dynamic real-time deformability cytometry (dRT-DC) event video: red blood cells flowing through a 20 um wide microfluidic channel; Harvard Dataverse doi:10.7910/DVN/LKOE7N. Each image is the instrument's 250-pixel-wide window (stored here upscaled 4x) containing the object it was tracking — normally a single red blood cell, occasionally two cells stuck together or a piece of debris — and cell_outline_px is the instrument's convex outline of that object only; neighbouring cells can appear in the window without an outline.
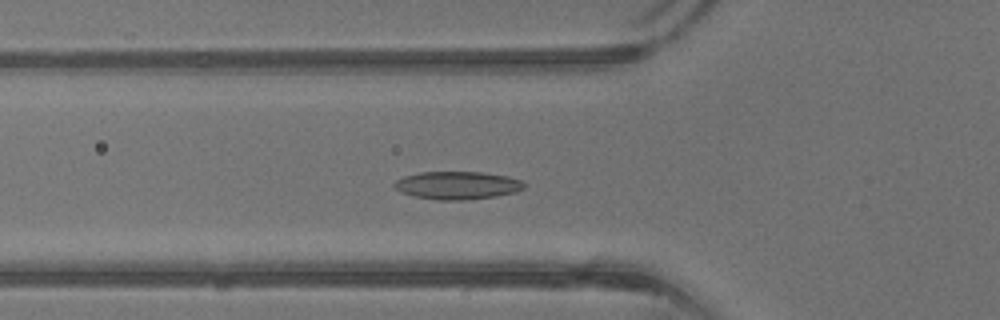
{"species": "common noctule bat (a hibernating species)", "species_latin": "Nyctalus noctula", "temperature_condition": "warm", "stored_images_in_passage": 43, "segment_of_instrument_passage": [1, 2], "camera_frame_rate_fps": 3000, "um_per_image_px": 0.085, "animal": {"sex": "male", "body_mass_g": 13.3}, "frame": {"image": 1, "passage_image": 15, "time_ms": 4.667, "image_size_px": [1000, 320], "cell_outline_px": [[524, 188], [516, 192], [496, 196], [464, 200], [436, 200], [412, 196], [400, 192], [392, 184], [396, 180], [404, 176], [420, 172], [484, 172], [508, 176], [520, 180], [524, 184]], "centroid_in_image_um": [38.85, 15.75], "position_along_channel_um": 86.9, "area_um2": 21.21}}
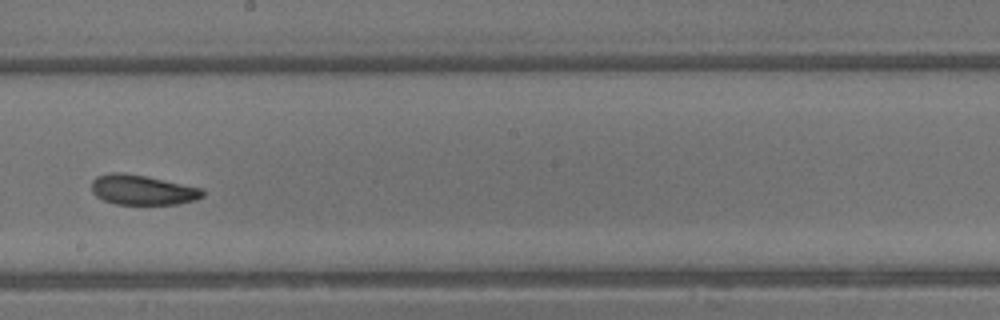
{"frame": {"image": 2, "passage_image": 24, "time_ms": 7.667, "image_size_px": [1000, 320], "cell_outline_px": [[204, 196], [196, 200], [176, 204], [116, 204], [104, 200], [96, 196], [92, 192], [92, 180], [96, 176], [108, 172], [124, 172], [204, 188]], "centroid_in_image_um": [12.11, 16.13], "position_along_channel_um": 236.1, "area_um2": 19.48}}
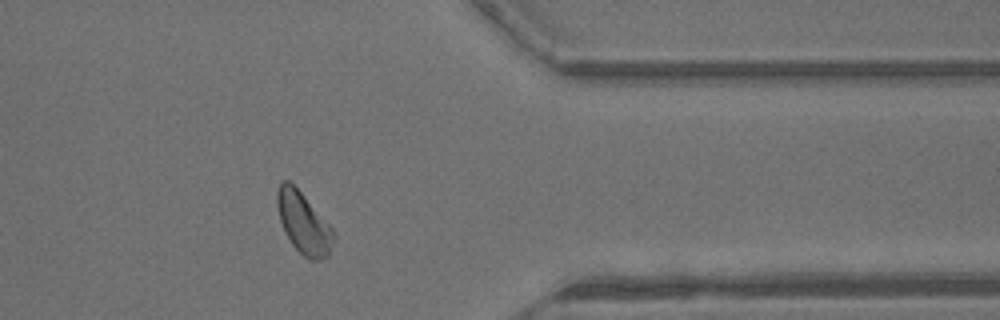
{"frame": {"image": 3, "passage_image": 34, "time_ms": 11.0, "image_size_px": [1000, 320], "cell_outline_px": [[336, 240], [328, 256], [324, 260], [308, 260], [292, 244], [280, 220], [276, 204], [276, 192], [280, 184], [284, 180], [288, 180], [300, 192], [332, 228], [336, 236]], "centroid_in_image_um": [25.83, 19.0], "position_along_channel_um": 385.6, "area_um2": 19.94}}